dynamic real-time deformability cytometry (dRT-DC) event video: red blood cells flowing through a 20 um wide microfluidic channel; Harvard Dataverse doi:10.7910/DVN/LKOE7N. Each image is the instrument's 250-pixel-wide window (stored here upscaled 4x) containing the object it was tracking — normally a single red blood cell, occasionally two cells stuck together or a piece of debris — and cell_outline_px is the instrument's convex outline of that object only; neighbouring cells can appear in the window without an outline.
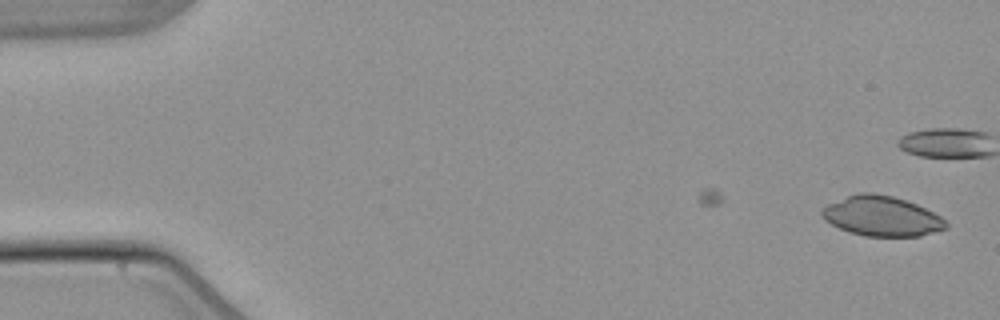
{"species": "common noctule bat (a hibernating species)", "species_latin": "Nyctalus noctula", "temperature_condition": "warm", "stored_images_in_passage": 44, "camera_frame_rate_fps": 3000, "um_per_image_px": 0.085, "animal": {"sex": "male", "body_mass_g": 21.5, "forearm_length_mm": 52.0}, "frame": {"image": 1, "passage_image": 1, "time_ms": 0.0, "image_size_px": [1000, 320], "cell_outline_px": [[948, 228], [920, 236], [864, 236], [848, 232], [824, 220], [820, 216], [820, 212], [828, 204], [848, 196], [860, 192], [872, 192], [892, 196], [916, 204], [940, 216], [948, 224]], "centroid_in_image_um": [74.93, 18.38], "position_along_channel_um": 10.1, "area_um2": 28.73}}